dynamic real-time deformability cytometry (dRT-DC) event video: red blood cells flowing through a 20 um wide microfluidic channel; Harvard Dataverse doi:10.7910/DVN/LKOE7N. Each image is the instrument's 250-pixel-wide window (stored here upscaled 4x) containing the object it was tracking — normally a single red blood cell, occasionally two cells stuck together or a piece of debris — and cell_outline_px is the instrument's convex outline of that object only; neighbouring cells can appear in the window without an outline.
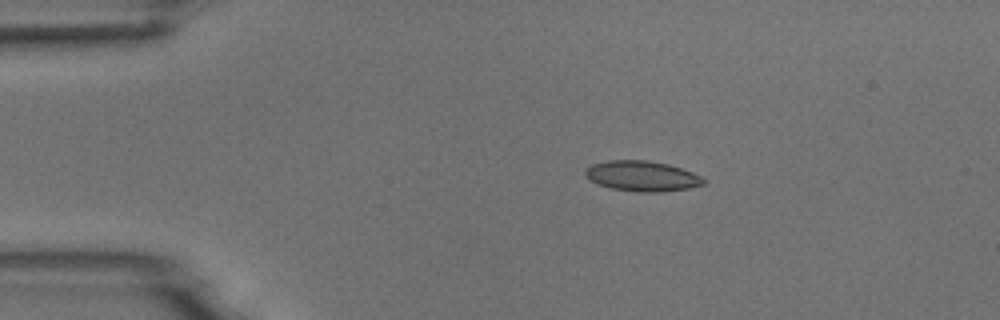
{"species": "common noctule bat (a hibernating species)", "species_latin": "Nyctalus noctula", "temperature_condition": "room temperature", "stored_images_in_passage": 2, "camera_frame_rate_fps": 3000, "um_per_image_px": 0.085, "animal": {"sex": "male", "body_mass_g": 18.8}, "frame": {"image": 1, "passage_image": 1, "time_ms": 0.0, "image_size_px": [1000, 320], "cell_outline_px": [[708, 180], [704, 184], [688, 188], [664, 192], [640, 192], [608, 188], [596, 184], [588, 180], [584, 172], [592, 164], [608, 160], [644, 160], [668, 164], [692, 172]], "centroid_in_image_um": [54.56, 14.98], "position_along_channel_um": 30.4, "area_um2": 21.04}}